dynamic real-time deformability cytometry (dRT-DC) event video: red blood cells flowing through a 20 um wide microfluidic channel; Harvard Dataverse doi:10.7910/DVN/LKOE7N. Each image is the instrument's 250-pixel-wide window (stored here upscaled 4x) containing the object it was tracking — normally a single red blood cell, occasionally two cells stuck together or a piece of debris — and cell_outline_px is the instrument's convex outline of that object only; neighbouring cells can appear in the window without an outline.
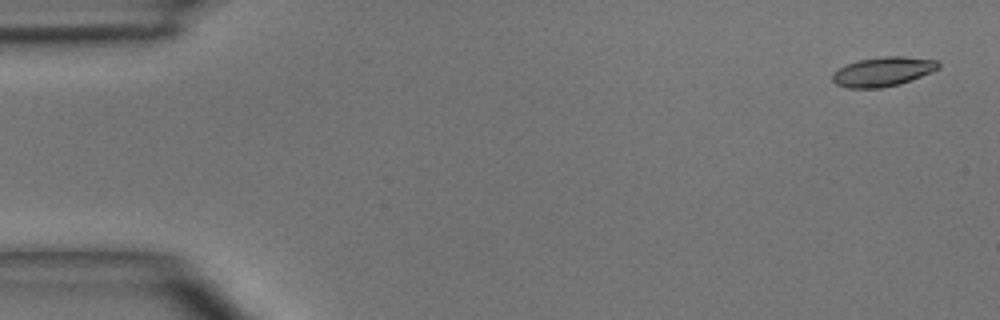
{"species": "common noctule bat (a hibernating species)", "species_latin": "Nyctalus noctula", "temperature_condition": "room temperature", "stored_images_in_passage": 5, "camera_frame_rate_fps": 3000, "um_per_image_px": 0.085, "animal": {"sex": "male", "body_mass_g": 15.6}, "frame": {"image": 1, "passage_image": 1, "time_ms": 0.0, "image_size_px": [1000, 320], "cell_outline_px": [[940, 68], [932, 72], [900, 84], [880, 88], [848, 88], [836, 84], [832, 80], [832, 72], [848, 64], [860, 60], [880, 56], [904, 56], [936, 60], [940, 64]], "centroid_in_image_um": [75.06, 6.09], "position_along_channel_um": 9.9, "area_um2": 18.15}}
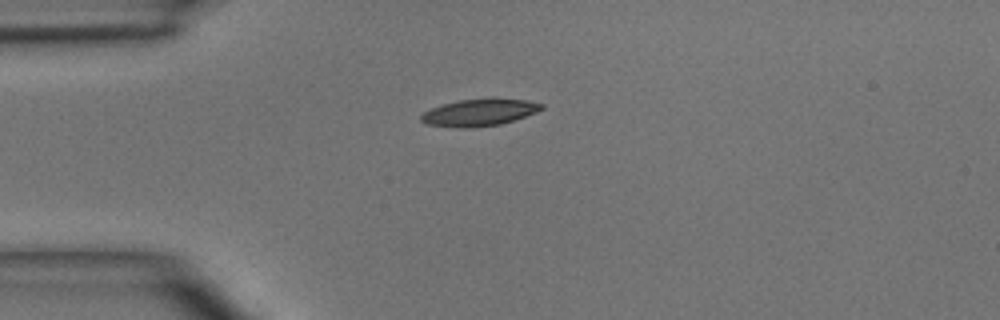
{"frame": {"image": 2, "passage_image": 3, "time_ms": 3.333, "image_size_px": [1000, 320], "cell_outline_px": [[544, 108], [536, 112], [500, 124], [472, 128], [460, 128], [424, 124], [420, 120], [420, 116], [424, 112], [432, 108], [444, 104], [460, 100], [492, 96], [524, 100], [544, 104]], "centroid_in_image_um": [40.74, 9.54], "position_along_channel_um": 44.3, "area_um2": 19.25}}
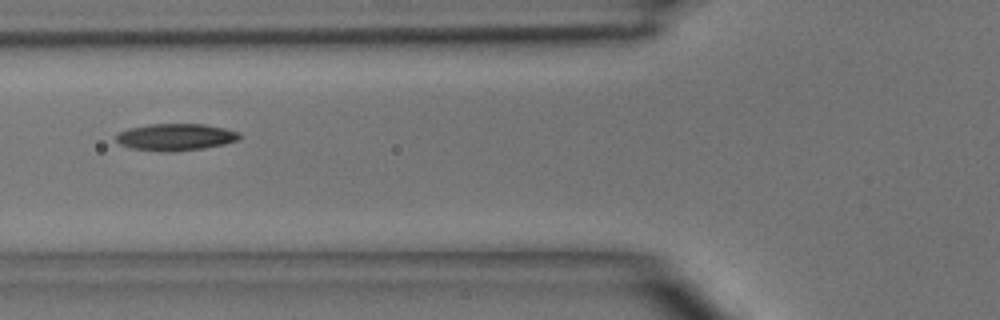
{"frame": {"image": 3, "passage_image": 5, "time_ms": 5.333, "image_size_px": [1000, 320], "cell_outline_px": [[240, 136], [236, 140], [224, 144], [200, 148], [172, 152], [160, 152], [132, 148], [120, 144], [116, 140], [116, 136], [120, 132], [128, 128], [148, 124], [204, 124], [224, 128], [240, 132]], "centroid_in_image_um": [14.9, 11.65], "position_along_channel_um": 110.9, "area_um2": 19.25}}